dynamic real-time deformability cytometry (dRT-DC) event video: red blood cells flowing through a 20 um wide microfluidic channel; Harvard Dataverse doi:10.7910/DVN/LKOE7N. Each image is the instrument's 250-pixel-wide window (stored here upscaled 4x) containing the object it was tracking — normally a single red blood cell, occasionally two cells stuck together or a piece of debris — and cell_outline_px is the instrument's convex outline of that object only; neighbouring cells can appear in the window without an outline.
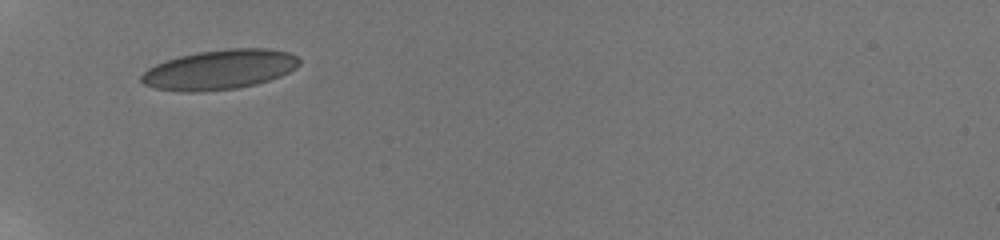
{"species": "human", "species_latin": "Homo sapiens", "temperature_condition": "room temperature", "stored_images_in_passage": 7, "camera_frame_rate_fps": 3000, "um_per_image_px": 0.085, "donor": {"sex": "male"}, "frame": {"image": 1, "passage_image": 1, "time_ms": 0.0, "image_size_px": [1000, 240], "cell_outline_px": [[300, 64], [296, 68], [280, 76], [256, 84], [236, 88], [200, 92], [180, 92], [156, 88], [144, 84], [140, 80], [140, 76], [148, 68], [156, 64], [180, 56], [200, 52], [228, 48], [268, 48], [288, 52], [296, 56], [300, 60]], "centroid_in_image_um": [18.67, 5.92], "position_along_channel_um": 66.3, "area_um2": 36.47}}